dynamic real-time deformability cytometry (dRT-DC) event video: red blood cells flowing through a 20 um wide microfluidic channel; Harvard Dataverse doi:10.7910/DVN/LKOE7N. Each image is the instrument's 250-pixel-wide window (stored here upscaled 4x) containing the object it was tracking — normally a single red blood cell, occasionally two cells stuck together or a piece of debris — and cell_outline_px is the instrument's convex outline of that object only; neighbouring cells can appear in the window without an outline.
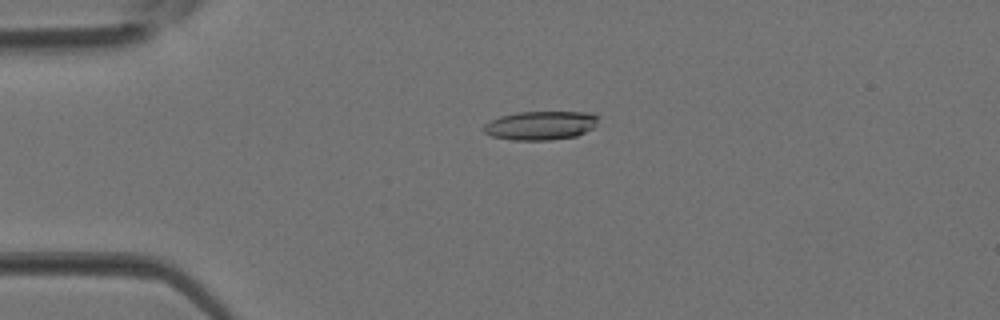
{"species": "Egyptian fruit bat (a non-hibernating species)", "species_latin": "Rousettus aegyptiacus", "temperature_condition": "room temperature", "stored_images_in_passage": 38, "camera_frame_rate_fps": 3000, "um_per_image_px": 0.085, "animal": {"sex": "female"}, "frame": {"image": 1, "passage_image": 9, "time_ms": 2.667, "image_size_px": [1000, 320], "cell_outline_px": [[596, 124], [592, 128], [576, 136], [548, 140], [512, 140], [492, 136], [484, 132], [484, 124], [500, 116], [516, 112], [592, 112], [596, 116]], "centroid_in_image_um": [45.93, 10.66], "position_along_channel_um": 39.1, "area_um2": 19.07}}
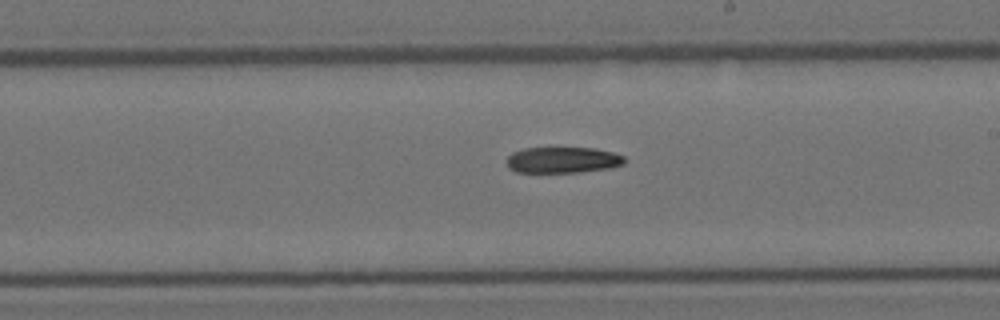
{"frame": {"image": 2, "passage_image": 22, "time_ms": 7.0, "image_size_px": [1000, 320], "cell_outline_px": [[624, 164], [608, 168], [580, 172], [516, 172], [508, 168], [508, 156], [512, 152], [524, 148], [596, 148], [612, 152], [624, 156]], "centroid_in_image_um": [47.82, 13.59], "position_along_channel_um": 241.2, "area_um2": 17.8}}
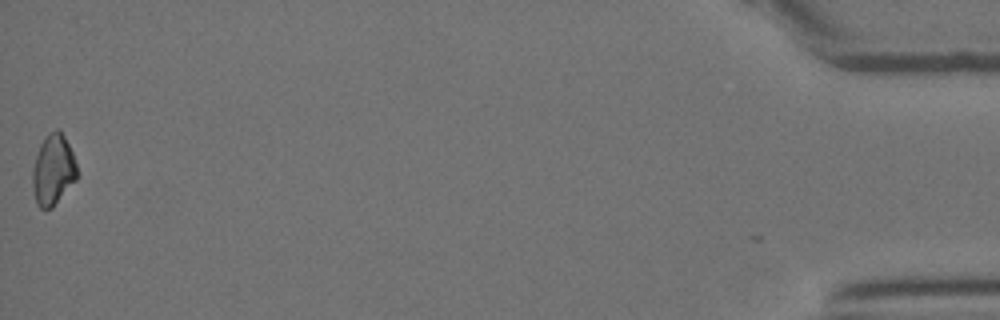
{"frame": {"image": 3, "passage_image": 38, "time_ms": 12.333, "image_size_px": [1000, 320], "cell_outline_px": [[76, 180], [52, 208], [40, 208], [36, 204], [32, 184], [32, 168], [40, 144], [48, 132], [56, 128], [60, 128], [72, 152], [76, 164]], "centroid_in_image_um": [4.5, 14.42], "position_along_channel_um": 430.7, "area_um2": 18.32}}